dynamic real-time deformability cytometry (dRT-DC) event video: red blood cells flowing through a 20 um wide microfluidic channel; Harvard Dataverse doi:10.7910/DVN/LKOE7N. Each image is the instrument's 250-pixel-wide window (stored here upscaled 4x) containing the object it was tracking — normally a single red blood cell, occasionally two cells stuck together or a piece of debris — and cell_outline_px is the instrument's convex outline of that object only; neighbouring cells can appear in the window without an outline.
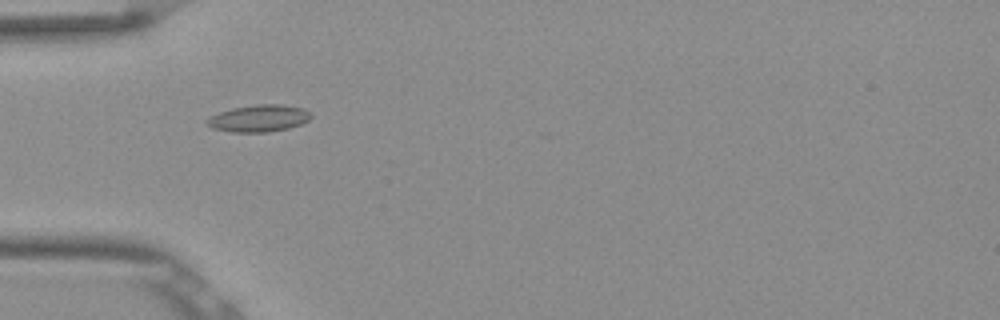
{"species": "Egyptian fruit bat (a non-hibernating species)", "species_latin": "Rousettus aegyptiacus", "temperature_condition": "room temperature", "stored_images_in_passage": 37, "camera_frame_rate_fps": 3000, "um_per_image_px": 0.085, "frame": {"image": 1, "passage_image": 18, "time_ms": 5.667, "image_size_px": [1000, 320], "cell_outline_px": [[312, 116], [308, 120], [300, 124], [288, 128], [268, 132], [232, 132], [212, 128], [204, 124], [204, 120], [220, 112], [232, 108], [260, 104], [280, 104], [304, 108], [312, 112]], "centroid_in_image_um": [22.0, 10.06], "position_along_channel_um": 63.0, "area_um2": 16.42}}
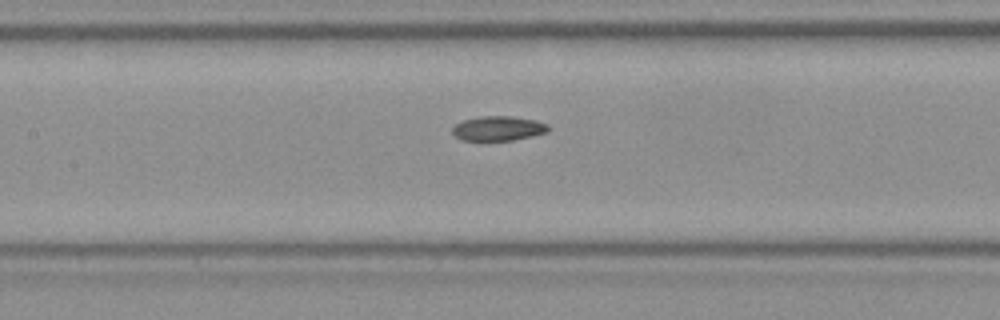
{"frame": {"image": 2, "passage_image": 26, "time_ms": 8.333, "image_size_px": [1000, 320], "cell_outline_px": [[548, 132], [532, 136], [512, 140], [460, 140], [452, 132], [452, 128], [456, 124], [464, 120], [480, 116], [512, 116], [536, 120], [548, 124]], "centroid_in_image_um": [42.36, 10.91], "position_along_channel_um": 165.0, "area_um2": 13.7}}
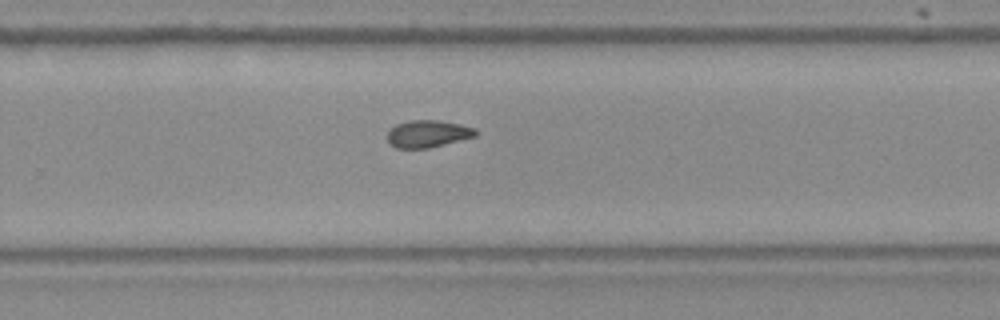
{"frame": {"image": 3, "passage_image": 36, "time_ms": 11.667, "image_size_px": [1000, 320], "cell_outline_px": [[476, 136], [428, 148], [396, 148], [388, 144], [384, 136], [388, 128], [396, 124], [412, 120], [436, 120], [460, 124], [476, 128]], "centroid_in_image_um": [36.27, 11.37], "position_along_channel_um": 293.5, "area_um2": 14.22}}